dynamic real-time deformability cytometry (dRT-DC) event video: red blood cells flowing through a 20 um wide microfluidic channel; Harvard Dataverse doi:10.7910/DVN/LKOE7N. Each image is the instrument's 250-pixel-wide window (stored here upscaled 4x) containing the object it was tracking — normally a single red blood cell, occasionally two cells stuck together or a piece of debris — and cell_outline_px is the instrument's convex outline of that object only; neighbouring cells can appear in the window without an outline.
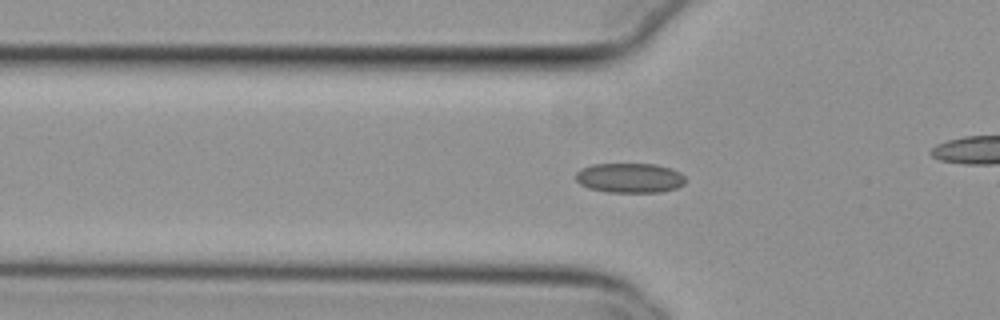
{"species": "common noctule bat (a hibernating species)", "species_latin": "Nyctalus noctula", "temperature_condition": "cold", "stored_images_in_passage": 28, "camera_frame_rate_fps": 3000, "um_per_image_px": 0.085, "animal": {"sex": "female", "body_mass_g": 29.2, "forearm_length_mm": 56.3}, "frame": {"image": 1, "passage_image": 2, "time_ms": 0.333, "image_size_px": [1000, 320], "cell_outline_px": [[684, 184], [676, 188], [660, 192], [608, 192], [588, 188], [580, 184], [576, 180], [576, 172], [580, 168], [592, 164], [656, 164], [672, 168], [680, 172], [684, 176]], "centroid_in_image_um": [53.51, 15.12], "position_along_channel_um": 72.3, "area_um2": 19.13}}
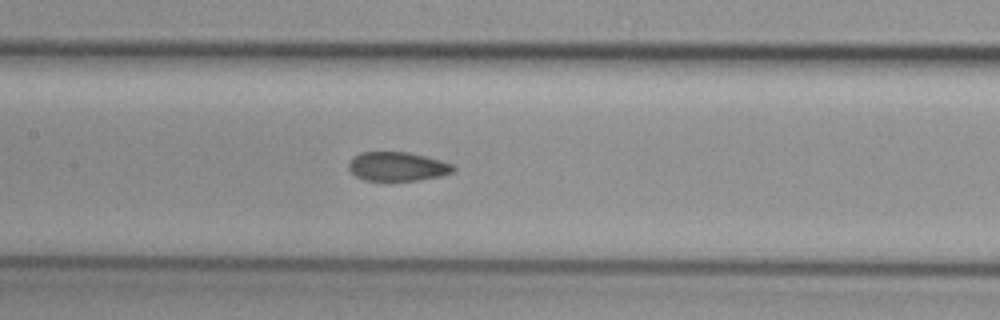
{"frame": {"image": 2, "passage_image": 10, "time_ms": 3.0, "image_size_px": [1000, 320], "cell_outline_px": [[456, 168], [452, 172], [440, 176], [420, 180], [364, 180], [356, 176], [348, 168], [348, 164], [352, 156], [360, 152], [408, 152], [440, 160], [452, 164]], "centroid_in_image_um": [33.75, 14.14], "position_along_channel_um": 173.6, "area_um2": 17.63}}
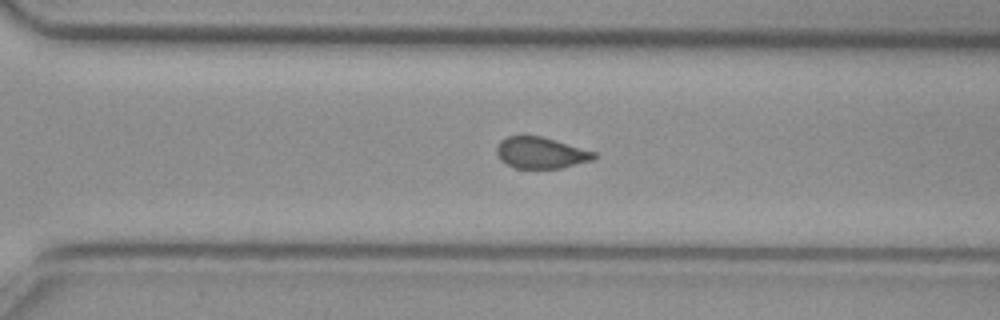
{"frame": {"image": 3, "passage_image": 22, "time_ms": 7.0, "image_size_px": [1000, 320], "cell_outline_px": [[596, 156], [592, 160], [560, 168], [516, 168], [500, 160], [496, 152], [496, 148], [500, 140], [508, 136], [540, 136], [596, 152]], "centroid_in_image_um": [45.94, 12.99], "position_along_channel_um": 324.7, "area_um2": 17.51}}